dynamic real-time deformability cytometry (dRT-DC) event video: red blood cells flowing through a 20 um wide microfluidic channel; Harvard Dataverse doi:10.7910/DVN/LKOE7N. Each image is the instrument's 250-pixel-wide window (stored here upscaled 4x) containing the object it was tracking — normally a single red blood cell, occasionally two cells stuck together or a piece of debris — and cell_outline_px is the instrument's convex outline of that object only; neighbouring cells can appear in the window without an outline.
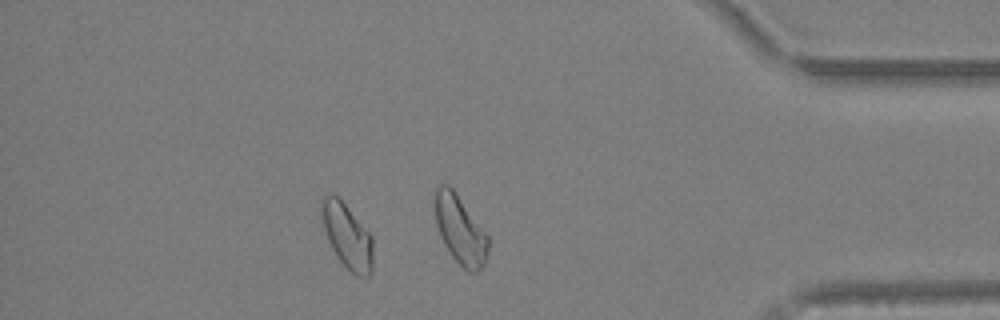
{"species": "Egyptian fruit bat (a non-hibernating species)", "species_latin": "Rousettus aegyptiacus", "temperature_condition": "warm", "stored_images_in_passage": 38, "camera_frame_rate_fps": 3000, "um_per_image_px": 0.085, "animal": {"sex": "female"}, "frame": {"image": 1, "passage_image": 33, "time_ms": 10.667, "image_size_px": [1000, 320], "cell_outline_px": [[372, 268], [368, 276], [356, 276], [340, 260], [332, 248], [328, 240], [320, 216], [320, 200], [324, 196], [332, 192], [344, 204], [372, 236]], "centroid_in_image_um": [29.47, 20.03], "position_along_channel_um": 405.7, "area_um2": 19.07}}